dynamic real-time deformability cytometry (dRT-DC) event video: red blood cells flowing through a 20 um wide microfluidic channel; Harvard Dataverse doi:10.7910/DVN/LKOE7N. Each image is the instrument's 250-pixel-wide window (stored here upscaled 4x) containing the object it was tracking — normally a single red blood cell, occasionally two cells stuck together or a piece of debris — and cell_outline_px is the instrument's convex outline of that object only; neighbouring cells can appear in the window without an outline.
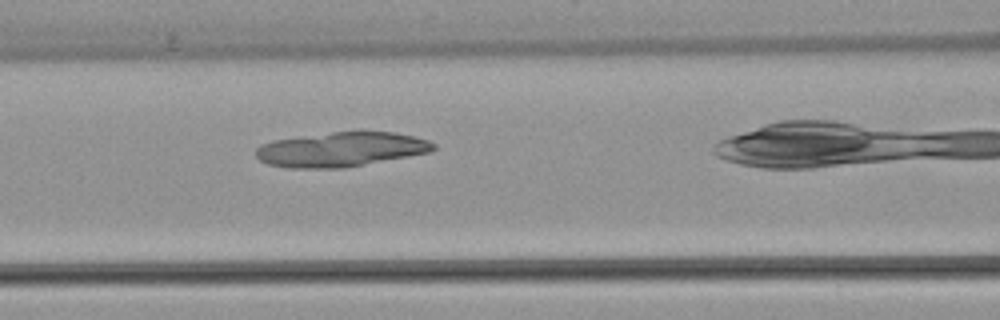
{"species": "common noctule bat (a hibernating species)", "species_latin": "Nyctalus noctula", "temperature_condition": "warm", "stored_images_in_passage": 30, "camera_frame_rate_fps": 3000, "um_per_image_px": 0.085, "animal": {"sex": "female", "body_mass_g": 22.7, "forearm_length_mm": 54.2}, "frame": {"image": 1, "passage_image": 17, "time_ms": 5.333, "image_size_px": [1000, 320], "cell_outline_px": [[436, 148], [428, 152], [408, 156], [344, 168], [288, 168], [268, 164], [260, 160], [256, 156], [256, 148], [260, 144], [272, 140], [360, 128], [392, 132], [412, 136], [428, 140], [436, 144]], "centroid_in_image_um": [28.98, 12.66], "position_along_channel_um": 137.6, "area_um2": 36.41}}
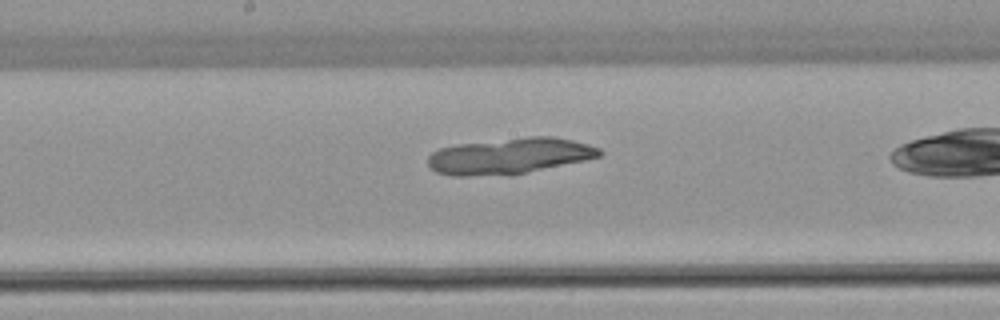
{"frame": {"image": 2, "passage_image": 22, "time_ms": 7.0, "image_size_px": [1000, 320], "cell_outline_px": [[604, 152], [600, 156], [584, 160], [508, 176], [452, 176], [436, 172], [428, 164], [428, 156], [432, 152], [440, 148], [456, 144], [528, 136], [552, 136], [572, 140], [588, 144], [600, 148]], "centroid_in_image_um": [43.29, 13.26], "position_along_channel_um": 204.9, "area_um2": 36.24}}